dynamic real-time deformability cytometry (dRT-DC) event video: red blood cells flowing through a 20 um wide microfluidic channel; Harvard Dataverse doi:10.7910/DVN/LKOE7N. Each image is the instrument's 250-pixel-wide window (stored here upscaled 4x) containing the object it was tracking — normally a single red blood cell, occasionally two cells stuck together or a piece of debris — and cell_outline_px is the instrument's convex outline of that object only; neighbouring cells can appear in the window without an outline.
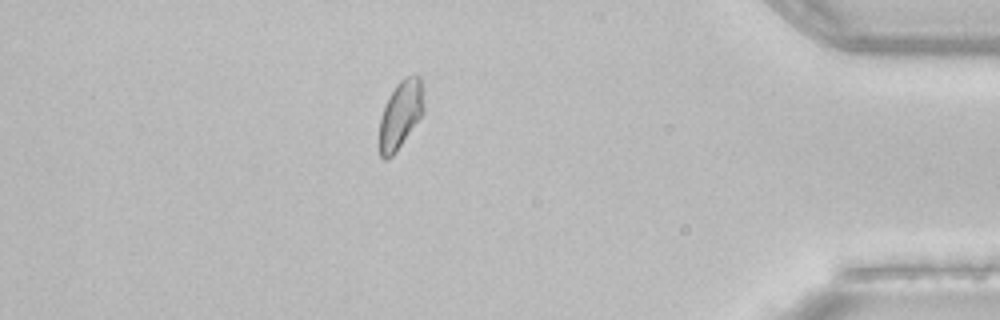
{"species": "common noctule bat (a hibernating species)", "species_latin": "Nyctalus noctula", "temperature_condition": "room temperature", "stored_images_in_passage": 35, "camera_frame_rate_fps": 3000, "um_per_image_px": 0.085, "animal": {"sex": "female", "body_mass_g": 22.7, "forearm_length_mm": 54.2}, "frame": {"image": 1, "passage_image": 30, "time_ms": 9.667, "image_size_px": [1000, 320], "cell_outline_px": [[424, 112], [396, 152], [388, 160], [384, 160], [380, 156], [380, 116], [384, 104], [388, 96], [396, 84], [400, 80], [416, 72], [420, 76], [424, 88]], "centroid_in_image_um": [34.06, 9.69], "position_along_channel_um": 401.1, "area_um2": 17.98}}